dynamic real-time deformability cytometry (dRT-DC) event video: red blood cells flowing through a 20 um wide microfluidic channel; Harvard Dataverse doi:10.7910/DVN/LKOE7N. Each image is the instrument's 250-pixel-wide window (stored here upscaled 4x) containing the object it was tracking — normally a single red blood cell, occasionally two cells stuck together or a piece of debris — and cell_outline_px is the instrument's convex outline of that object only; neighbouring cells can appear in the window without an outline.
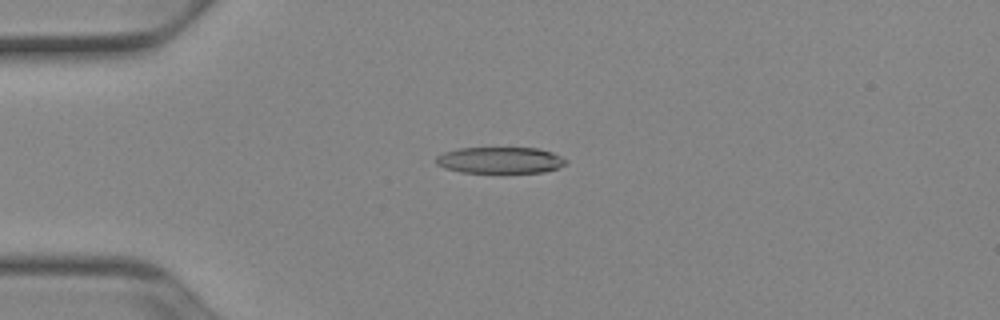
{"species": "Egyptian fruit bat (a non-hibernating species)", "species_latin": "Rousettus aegyptiacus", "temperature_condition": "cold", "stored_images_in_passage": 52, "camera_frame_rate_fps": 3000, "um_per_image_px": 0.085, "animal": {"sex": "female"}, "frame": {"image": 1, "passage_image": 13, "time_ms": 4.0, "image_size_px": [1000, 320], "cell_outline_px": [[568, 164], [544, 172], [460, 172], [444, 168], [436, 164], [436, 156], [444, 152], [460, 148], [536, 148], [552, 152], [568, 160]], "centroid_in_image_um": [42.51, 13.61], "position_along_channel_um": 42.5, "area_um2": 19.88}}
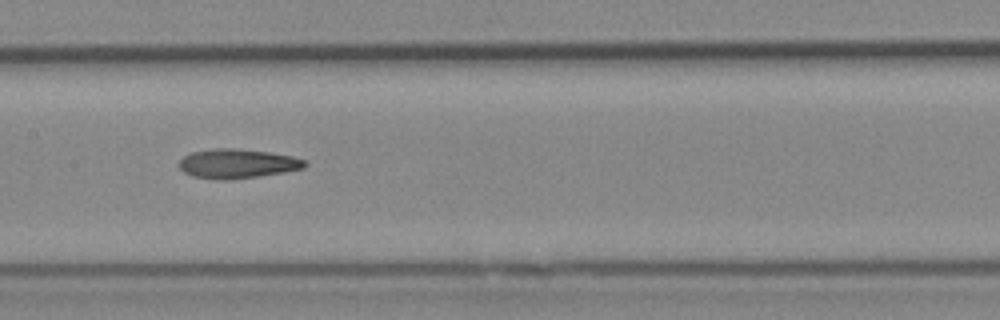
{"frame": {"image": 2, "passage_image": 26, "time_ms": 8.333, "image_size_px": [1000, 320], "cell_outline_px": [[308, 164], [304, 168], [284, 172], [260, 176], [228, 180], [216, 180], [192, 176], [184, 172], [180, 168], [180, 160], [184, 156], [192, 152], [212, 148], [232, 148], [268, 152], [292, 156], [304, 160]], "centroid_in_image_um": [20.17, 13.92], "position_along_channel_um": 187.2, "area_um2": 21.5}}
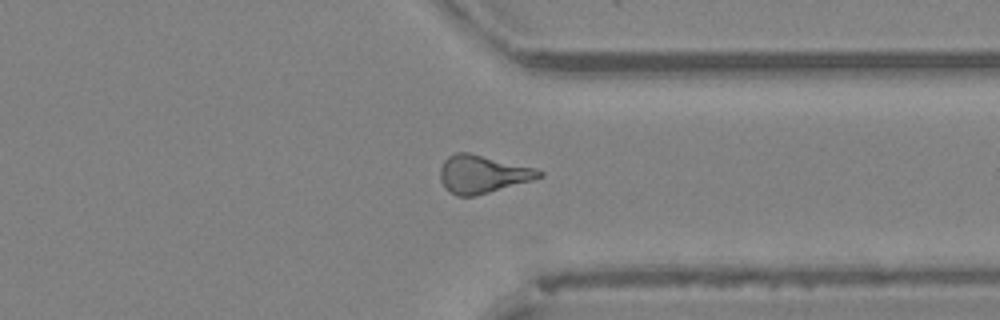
{"frame": {"image": 3, "passage_image": 40, "time_ms": 13.0, "image_size_px": [1000, 320], "cell_outline_px": [[544, 176], [532, 180], [488, 192], [472, 196], [456, 196], [444, 188], [440, 180], [440, 168], [444, 160], [448, 156], [456, 152], [468, 152], [536, 168], [544, 172]], "centroid_in_image_um": [40.99, 14.79], "position_along_channel_um": 370.4, "area_um2": 21.79}, "authors_computed_cell_mechanics": {"area_um2": 21.097, "velocity_mm_per_s": 3.9411, "shape_relaxation_time_tau1_ms": 9.3018, "shape_relaxation_time_tau2_ms": 2.9812, "deformation_change_tau1": 0.2159, "deformation_change_tau2": 0.1328}}